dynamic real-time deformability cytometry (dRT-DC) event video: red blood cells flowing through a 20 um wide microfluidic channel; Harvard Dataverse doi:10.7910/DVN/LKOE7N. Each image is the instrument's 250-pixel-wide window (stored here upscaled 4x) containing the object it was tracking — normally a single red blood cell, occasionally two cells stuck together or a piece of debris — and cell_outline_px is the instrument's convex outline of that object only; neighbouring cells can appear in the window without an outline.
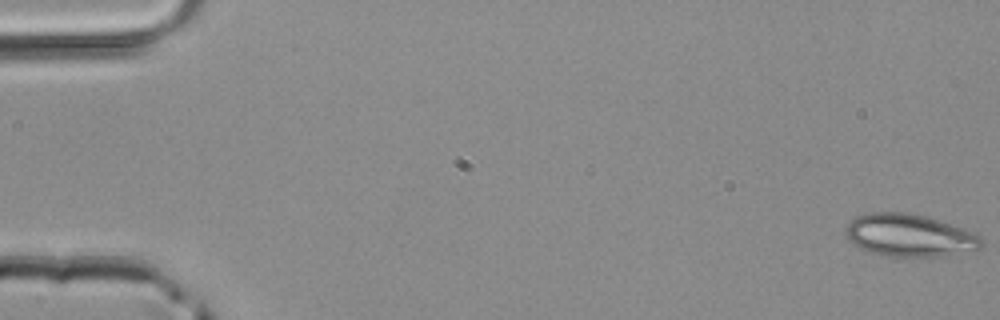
{"species": "common noctule bat (a hibernating species)", "species_latin": "Nyctalus noctula", "temperature_condition": "room temperature", "stored_images_in_passage": 48, "camera_frame_rate_fps": 3000, "um_per_image_px": 0.085, "animal": {"sex": "male", "body_mass_g": 20.4}, "frame": {"image": 1, "passage_image": 1, "time_ms": 0.0, "image_size_px": [1000, 320], "cell_outline_px": [[984, 244], [980, 248], [936, 256], [880, 256], [868, 252], [852, 244], [848, 240], [844, 232], [844, 228], [856, 216], [868, 212], [904, 212], [928, 216], [964, 228], [980, 236], [984, 240]], "centroid_in_image_um": [77.25, 19.99], "position_along_channel_um": 7.8, "area_um2": 33.81}}
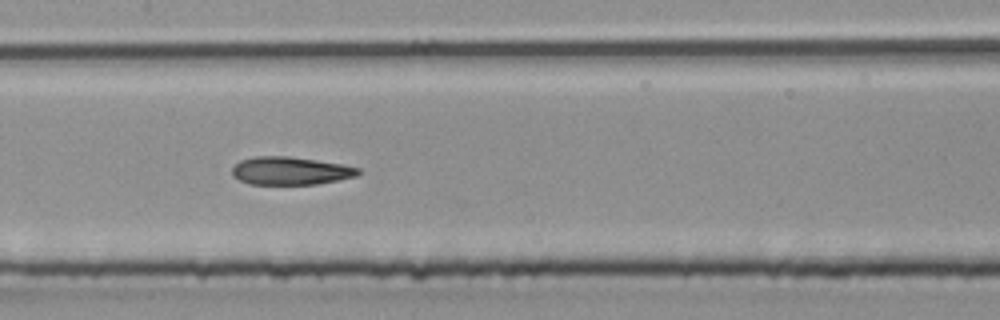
{"frame": {"image": 2, "passage_image": 24, "time_ms": 7.667, "image_size_px": [1000, 320], "cell_outline_px": [[360, 172], [356, 176], [316, 184], [248, 184], [232, 176], [232, 168], [240, 160], [252, 156], [288, 156], [344, 164], [360, 168]], "centroid_in_image_um": [24.66, 14.51], "position_along_channel_um": 182.7, "area_um2": 20.58}}
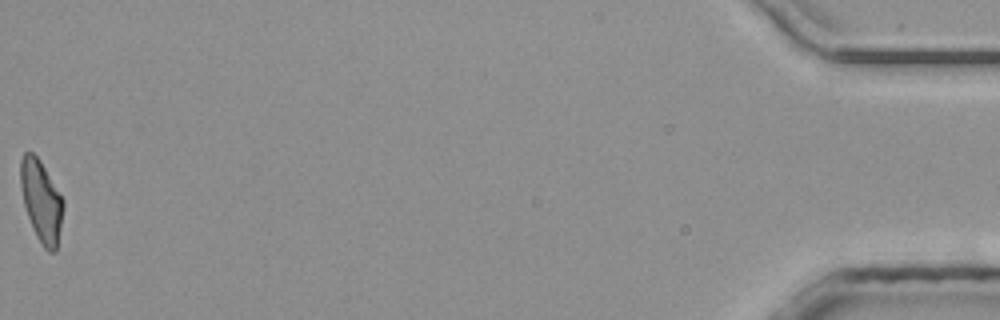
{"frame": {"image": 3, "passage_image": 48, "time_ms": 15.667, "image_size_px": [1000, 320], "cell_outline_px": [[64, 208], [56, 252], [48, 252], [44, 248], [36, 236], [32, 228], [24, 204], [20, 188], [20, 160], [24, 152], [32, 152], [40, 160], [64, 200]], "centroid_in_image_um": [3.51, 17.1], "position_along_channel_um": 431.7, "area_um2": 20.4}}